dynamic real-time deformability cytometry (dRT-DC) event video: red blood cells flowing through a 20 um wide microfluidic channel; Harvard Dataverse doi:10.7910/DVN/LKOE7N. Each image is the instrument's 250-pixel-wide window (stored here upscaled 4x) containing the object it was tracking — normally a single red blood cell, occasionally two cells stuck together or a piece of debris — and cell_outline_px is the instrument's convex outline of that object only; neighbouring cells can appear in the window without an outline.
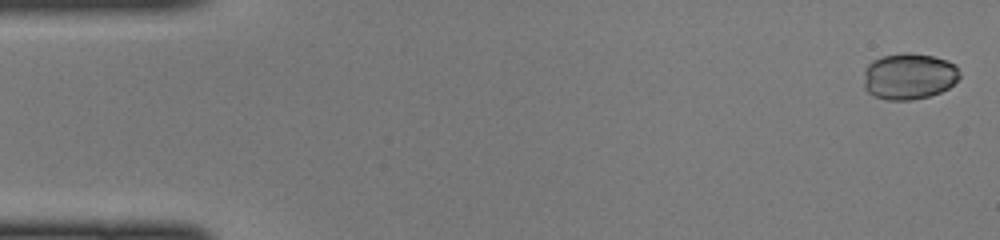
{"species": "common noctule bat (a hibernating species)", "species_latin": "Nyctalus noctula", "temperature_condition": "cold", "stored_images_in_passage": 46, "camera_frame_rate_fps": 3000, "um_per_image_px": 0.085, "animal": {"sex": "female", "body_mass_g": 22.0, "forearm_length_mm": 56.7}, "frame": {"image": 1, "passage_image": 1, "time_ms": 0.0, "image_size_px": [1000, 240], "cell_outline_px": [[960, 76], [948, 88], [940, 92], [928, 96], [912, 100], [888, 100], [876, 96], [868, 92], [864, 88], [864, 68], [872, 60], [884, 56], [904, 52], [908, 52], [932, 56], [948, 60], [956, 64], [960, 72]], "centroid_in_image_um": [77.26, 6.47], "position_along_channel_um": 7.7, "area_um2": 26.01}}
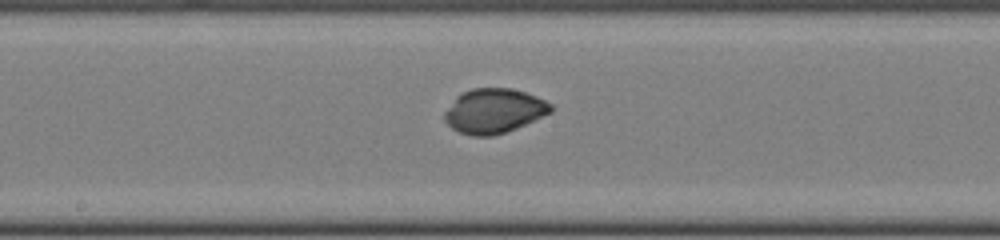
{"frame": {"image": 2, "passage_image": 24, "time_ms": 7.667, "image_size_px": [1000, 240], "cell_outline_px": [[552, 112], [516, 128], [492, 136], [472, 136], [460, 132], [452, 128], [444, 120], [444, 112], [456, 96], [472, 88], [512, 88], [536, 96], [552, 104]], "centroid_in_image_um": [41.98, 9.42], "position_along_channel_um": 206.2, "area_um2": 27.46}}
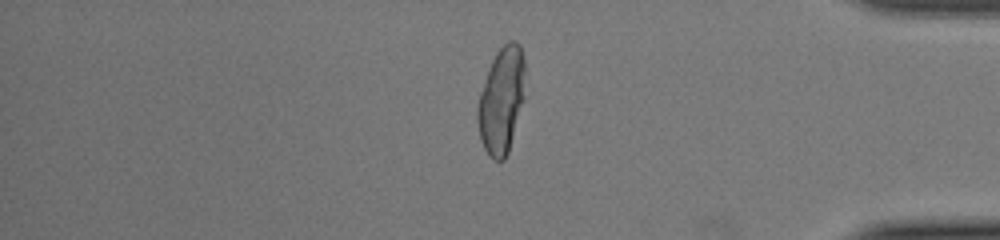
{"frame": {"image": 3, "passage_image": 39, "time_ms": 12.667, "image_size_px": [1000, 240], "cell_outline_px": [[524, 72], [520, 104], [508, 152], [504, 160], [492, 160], [488, 156], [480, 140], [476, 116], [476, 108], [480, 92], [488, 68], [496, 52], [508, 40], [516, 40], [520, 44], [524, 56]], "centroid_in_image_um": [42.56, 8.5], "position_along_channel_um": 392.6, "area_um2": 28.9}}